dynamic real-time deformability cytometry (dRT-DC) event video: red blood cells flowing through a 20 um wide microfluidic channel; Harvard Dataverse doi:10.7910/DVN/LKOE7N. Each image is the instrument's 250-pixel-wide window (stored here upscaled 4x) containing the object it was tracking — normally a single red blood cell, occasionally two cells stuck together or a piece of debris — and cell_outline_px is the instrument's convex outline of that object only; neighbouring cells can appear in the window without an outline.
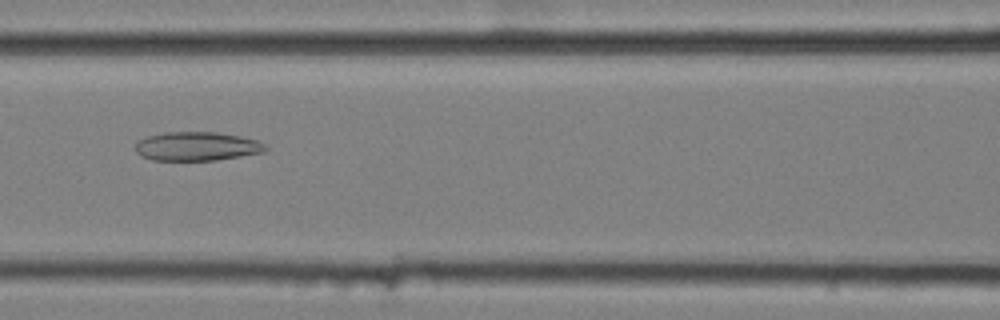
{"species": "common noctule bat (a hibernating species)", "species_latin": "Nyctalus noctula", "temperature_condition": "cold", "stored_images_in_passage": 43, "camera_frame_rate_fps": 3000, "um_per_image_px": 0.085, "animal": {"sex": "female", "body_mass_g": 25.1}, "frame": {"image": 1, "passage_image": 12, "time_ms": 3.667, "image_size_px": [1000, 320], "cell_outline_px": [[268, 148], [264, 152], [216, 160], [152, 160], [140, 156], [136, 152], [136, 144], [140, 140], [148, 136], [164, 132], [216, 132], [240, 136], [260, 140]], "centroid_in_image_um": [16.75, 12.43], "position_along_channel_um": 149.8, "area_um2": 21.91}}
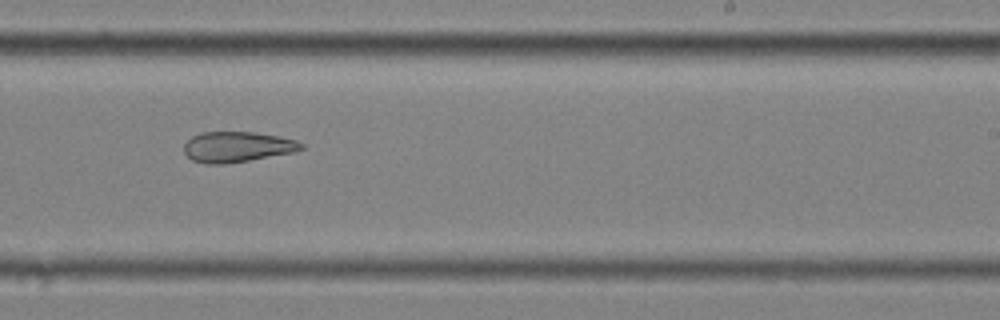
{"frame": {"image": 2, "passage_image": 22, "time_ms": 7.0, "image_size_px": [1000, 320], "cell_outline_px": [[304, 148], [296, 152], [224, 164], [204, 164], [192, 160], [184, 152], [184, 144], [192, 136], [200, 132], [252, 132], [276, 136], [296, 140], [304, 144]], "centroid_in_image_um": [20.15, 12.49], "position_along_channel_um": 268.9, "area_um2": 20.81}}
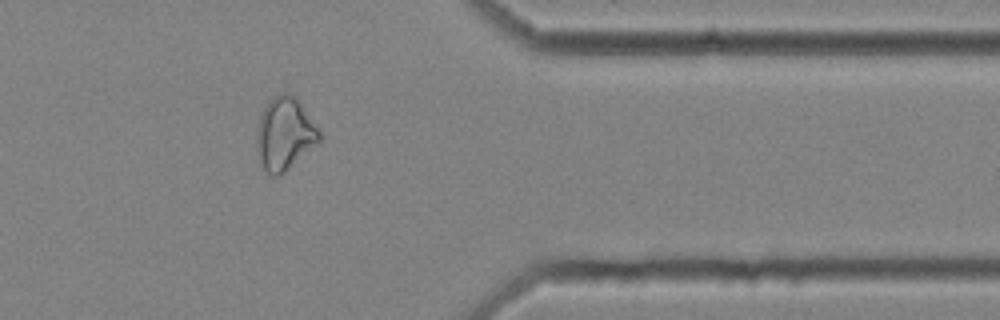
{"frame": {"image": 3, "passage_image": 33, "time_ms": 10.667, "image_size_px": [1000, 320], "cell_outline_px": [[320, 140], [280, 176], [272, 176], [260, 164], [256, 140], [256, 136], [260, 116], [268, 100], [272, 96], [284, 92], [292, 92], [296, 96], [320, 132]], "centroid_in_image_um": [24.17, 11.34], "position_along_channel_um": 387.2, "area_um2": 26.3}, "authors_computed_cell_mechanics": {"area_um2": 23.5824, "velocity_mm_per_s": 3.5794, "shape_relaxation_time_tau1_ms": null, "shape_relaxation_time_tau2_ms": 5.871, "deformation_change_tau1": null, "deformation_change_tau2": 0.1653}}